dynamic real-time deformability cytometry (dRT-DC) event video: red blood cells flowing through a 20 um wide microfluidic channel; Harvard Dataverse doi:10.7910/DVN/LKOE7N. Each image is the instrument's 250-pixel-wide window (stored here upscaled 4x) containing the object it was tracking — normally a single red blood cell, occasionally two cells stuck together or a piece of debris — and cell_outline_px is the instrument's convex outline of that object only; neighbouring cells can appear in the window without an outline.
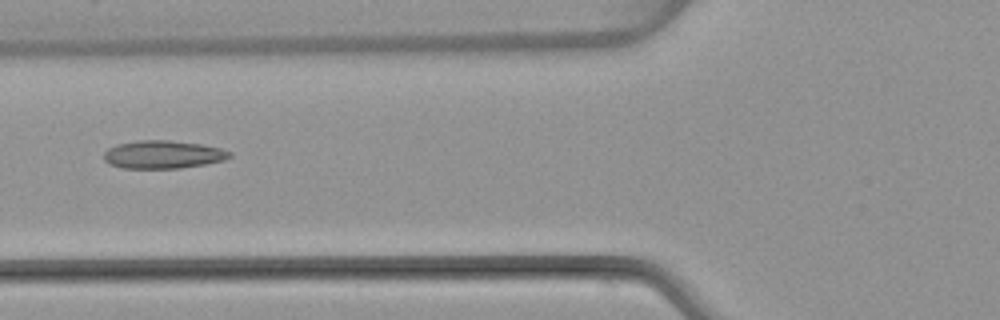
{"species": "common noctule bat (a hibernating species)", "species_latin": "Nyctalus noctula", "temperature_condition": "warm", "stored_images_in_passage": 6, "camera_frame_rate_fps": 3000, "um_per_image_px": 0.085, "animal": {"sex": "female", "body_mass_g": 22.7, "forearm_length_mm": 54.2}, "frame": {"image": 1, "passage_image": 6, "time_ms": 6.333, "image_size_px": [1000, 320], "cell_outline_px": [[232, 156], [224, 160], [204, 164], [180, 168], [124, 168], [108, 164], [104, 160], [104, 152], [108, 148], [116, 144], [140, 140], [168, 140], [200, 144], [220, 148], [232, 152]], "centroid_in_image_um": [13.84, 13.13], "position_along_channel_um": 112.0, "area_um2": 20.52}}